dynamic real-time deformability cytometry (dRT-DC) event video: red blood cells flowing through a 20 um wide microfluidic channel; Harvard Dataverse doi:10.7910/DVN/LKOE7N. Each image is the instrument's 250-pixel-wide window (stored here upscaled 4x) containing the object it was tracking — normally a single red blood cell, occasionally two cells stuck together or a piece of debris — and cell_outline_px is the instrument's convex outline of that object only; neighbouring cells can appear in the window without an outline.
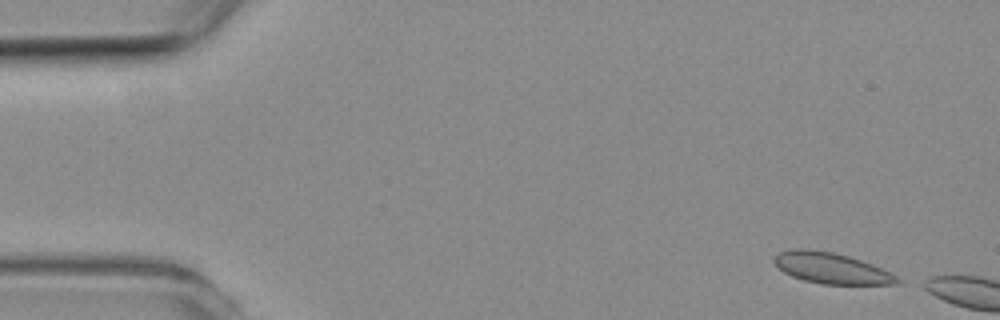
{"species": "common noctule bat (a hibernating species)", "species_latin": "Nyctalus noctula", "temperature_condition": "room temperature", "stored_images_in_passage": 2, "camera_frame_rate_fps": 3000, "um_per_image_px": 0.085, "animal": {"sex": "female", "body_mass_g": 19.3, "forearm_length_mm": 54.1}, "frame": {"image": 1, "passage_image": 1, "time_ms": 0.0, "image_size_px": [1000, 320], "cell_outline_px": [[904, 284], [820, 284], [804, 280], [792, 276], [784, 272], [772, 260], [780, 252], [792, 248], [808, 248], [832, 252], [848, 256], [872, 264], [904, 280]], "centroid_in_image_um": [70.68, 22.79], "position_along_channel_um": 14.3, "area_um2": 22.14}}